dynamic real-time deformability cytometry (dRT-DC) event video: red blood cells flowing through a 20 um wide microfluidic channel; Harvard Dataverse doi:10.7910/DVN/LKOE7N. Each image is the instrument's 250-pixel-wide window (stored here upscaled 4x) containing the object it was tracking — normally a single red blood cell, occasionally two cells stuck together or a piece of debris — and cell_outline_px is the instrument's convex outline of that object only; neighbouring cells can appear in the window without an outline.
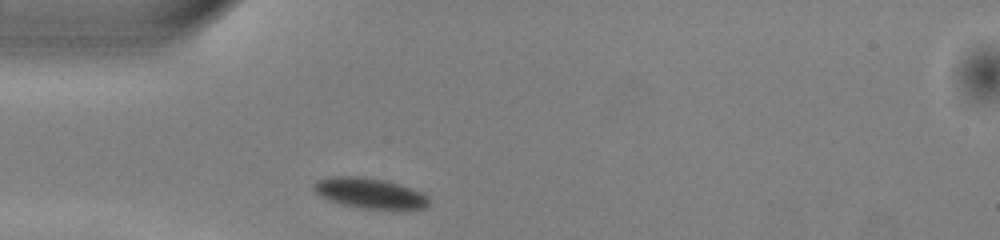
{"species": "common noctule bat (a hibernating species)", "species_latin": "Nyctalus noctula", "temperature_condition": "warm", "stored_images_in_passage": 33, "camera_frame_rate_fps": 3000, "um_per_image_px": 0.085, "animal": {"sex": "male", "body_mass_g": 13.0, "forearm_length_mm": 53.1}, "frame": {"image": 1, "passage_image": 1, "time_ms": 0.0, "image_size_px": [1000, 240], "cell_outline_px": [[428, 204], [424, 208], [360, 208], [328, 200], [320, 196], [312, 188], [312, 184], [316, 180], [332, 176], [364, 176], [384, 180], [400, 184], [420, 192], [428, 196]], "centroid_in_image_um": [31.36, 16.39], "position_along_channel_um": 53.6, "area_um2": 20.17}}
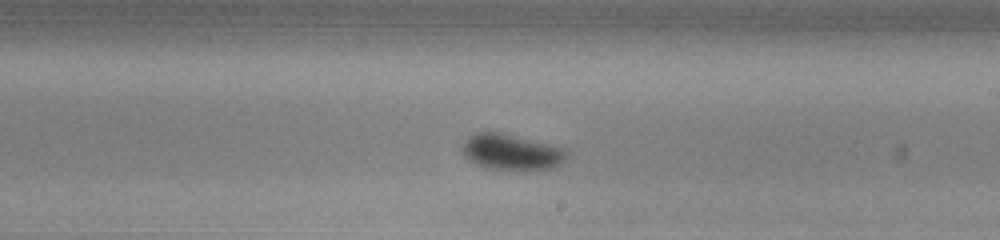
{"frame": {"image": 2, "passage_image": 16, "time_ms": 5.0, "image_size_px": [1000, 240], "cell_outline_px": [[568, 156], [560, 164], [552, 168], [540, 172], [528, 172], [484, 168], [468, 160], [464, 156], [464, 144], [468, 136], [476, 132], [500, 132], [548, 144], [560, 148], [568, 152]], "centroid_in_image_um": [43.49, 12.98], "position_along_channel_um": 245.5, "area_um2": 22.2}}
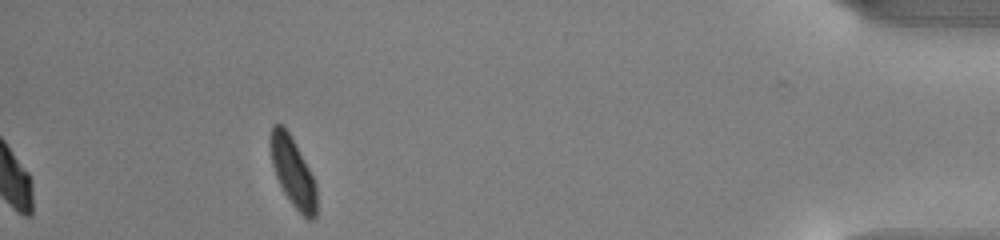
{"frame": {"image": 3, "passage_image": 33, "time_ms": 10.667, "image_size_px": [1000, 240], "cell_outline_px": [[316, 216], [312, 220], [308, 220], [292, 204], [284, 192], [276, 176], [272, 164], [268, 140], [272, 124], [280, 124], [288, 132], [296, 144], [316, 184]], "centroid_in_image_um": [24.87, 14.6], "position_along_channel_um": 410.3, "area_um2": 18.5}, "authors_computed_cell_mechanics": {"area_um2": 20.6924, "velocity_mm_per_s": 4.0003, "shape_relaxation_time_tau1_ms": 2.2524, "shape_relaxation_time_tau2_ms": null, "deformation_change_tau1": 0.0991, "deformation_change_tau2": null}}